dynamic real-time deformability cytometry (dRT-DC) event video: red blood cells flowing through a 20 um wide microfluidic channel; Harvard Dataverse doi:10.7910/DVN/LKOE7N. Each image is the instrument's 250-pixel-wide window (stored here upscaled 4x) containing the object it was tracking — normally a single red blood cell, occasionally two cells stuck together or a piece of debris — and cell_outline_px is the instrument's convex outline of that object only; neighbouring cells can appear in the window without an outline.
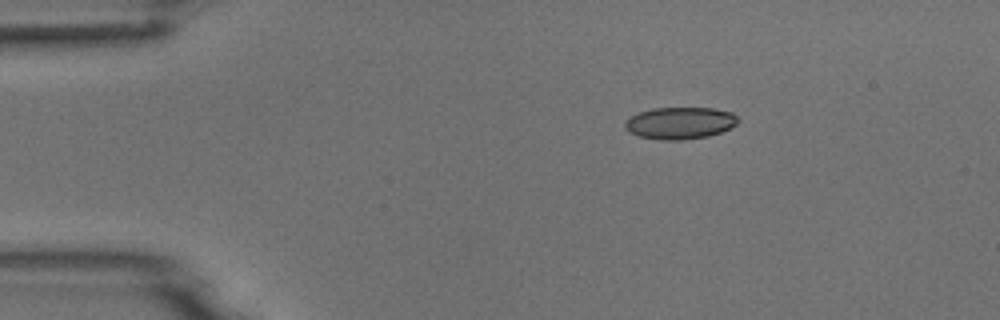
{"species": "common noctule bat (a hibernating species)", "species_latin": "Nyctalus noctula", "temperature_condition": "room temperature", "stored_images_in_passage": 9, "camera_frame_rate_fps": 3000, "um_per_image_px": 0.085, "animal": {"sex": "male", "body_mass_g": 18.8}, "frame": {"image": 1, "passage_image": 2, "time_ms": 0.333, "image_size_px": [1000, 320], "cell_outline_px": [[740, 120], [736, 124], [720, 132], [708, 136], [680, 140], [660, 140], [640, 136], [628, 132], [624, 128], [624, 120], [636, 112], [652, 108], [712, 108], [732, 112]], "centroid_in_image_um": [57.74, 10.45], "position_along_channel_um": 27.3, "area_um2": 21.21}}
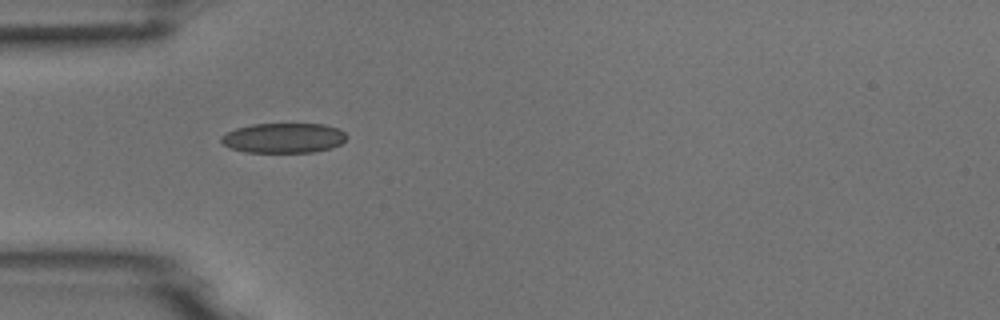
{"frame": {"image": 2, "passage_image": 4, "time_ms": 1.0, "image_size_px": [1000, 320], "cell_outline_px": [[348, 136], [340, 144], [332, 148], [312, 152], [244, 152], [232, 148], [224, 144], [220, 140], [220, 136], [236, 128], [252, 124], [324, 124], [336, 128], [344, 132]], "centroid_in_image_um": [24.1, 11.73], "position_along_channel_um": 60.9, "area_um2": 21.79}}
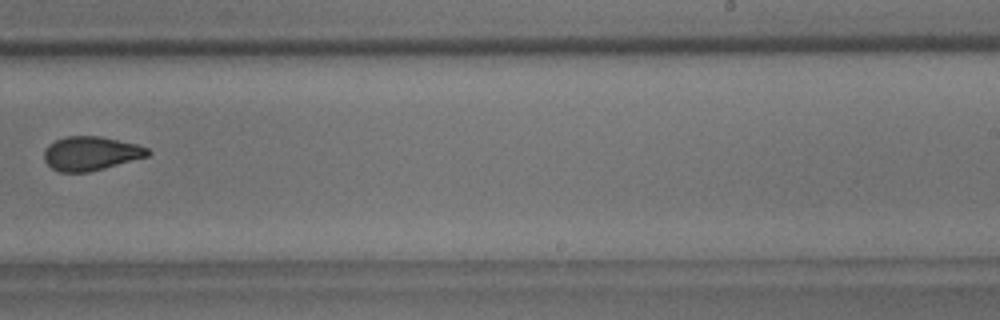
{"frame": {"image": 3, "passage_image": 9, "time_ms": 2.667, "image_size_px": [1000, 320], "cell_outline_px": [[152, 152], [148, 156], [104, 168], [88, 172], [60, 172], [52, 168], [44, 160], [44, 148], [48, 144], [64, 136], [100, 136], [136, 144], [148, 148]], "centroid_in_image_um": [7.7, 13.03], "position_along_channel_um": 281.3, "area_um2": 20.52}}